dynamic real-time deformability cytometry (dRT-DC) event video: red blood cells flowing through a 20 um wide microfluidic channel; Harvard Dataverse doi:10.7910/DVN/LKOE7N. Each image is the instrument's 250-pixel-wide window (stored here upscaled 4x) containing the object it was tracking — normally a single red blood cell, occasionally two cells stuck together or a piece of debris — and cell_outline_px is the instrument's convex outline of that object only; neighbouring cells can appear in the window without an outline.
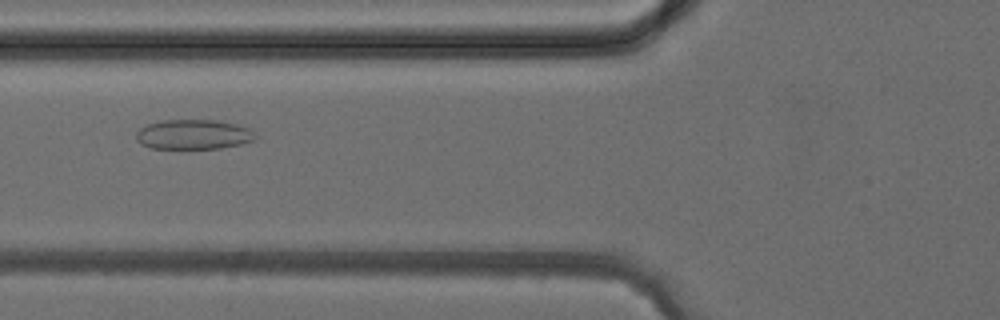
{"species": "common noctule bat (a hibernating species)", "species_latin": "Nyctalus noctula", "temperature_condition": "cold", "stored_images_in_passage": 5, "camera_frame_rate_fps": 3000, "um_per_image_px": 0.085, "animal": {"sex": "female", "body_mass_g": 24.6, "forearm_length_mm": 56.2}, "frame": {"image": 1, "passage_image": 5, "time_ms": 5.333, "image_size_px": [1000, 320], "cell_outline_px": [[256, 140], [240, 144], [220, 148], [148, 148], [140, 144], [136, 140], [136, 132], [140, 128], [148, 124], [164, 120], [216, 120], [236, 124], [248, 128], [256, 136]], "centroid_in_image_um": [16.42, 11.43], "position_along_channel_um": 109.4, "area_um2": 20.63}}